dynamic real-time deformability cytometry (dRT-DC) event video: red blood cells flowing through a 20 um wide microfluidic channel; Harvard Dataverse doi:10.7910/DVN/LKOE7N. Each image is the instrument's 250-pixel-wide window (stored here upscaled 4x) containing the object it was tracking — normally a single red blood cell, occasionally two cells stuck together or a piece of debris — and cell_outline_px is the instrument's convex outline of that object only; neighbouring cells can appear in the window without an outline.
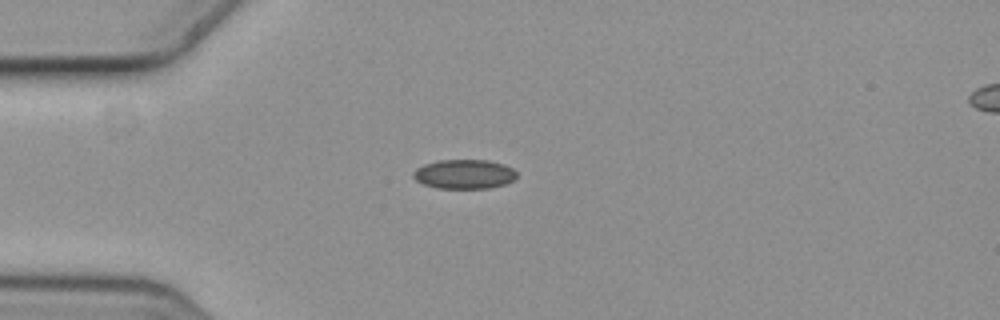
{"species": "common noctule bat (a hibernating species)", "species_latin": "Nyctalus noctula", "temperature_condition": "cold", "stored_images_in_passage": 1, "camera_frame_rate_fps": 3000, "um_per_image_px": 0.085, "animal": {"sex": "female", "body_mass_g": 19.3, "forearm_length_mm": 54.1}, "frame": {"image": 1, "passage_image": 1, "time_ms": 0.0, "image_size_px": [1000, 320], "cell_outline_px": [[516, 176], [512, 180], [504, 184], [488, 188], [436, 188], [424, 184], [416, 180], [412, 176], [412, 172], [416, 168], [424, 164], [436, 160], [488, 160], [504, 164], [512, 168], [516, 172]], "centroid_in_image_um": [39.42, 14.79], "position_along_channel_um": 45.6, "area_um2": 17.69}}